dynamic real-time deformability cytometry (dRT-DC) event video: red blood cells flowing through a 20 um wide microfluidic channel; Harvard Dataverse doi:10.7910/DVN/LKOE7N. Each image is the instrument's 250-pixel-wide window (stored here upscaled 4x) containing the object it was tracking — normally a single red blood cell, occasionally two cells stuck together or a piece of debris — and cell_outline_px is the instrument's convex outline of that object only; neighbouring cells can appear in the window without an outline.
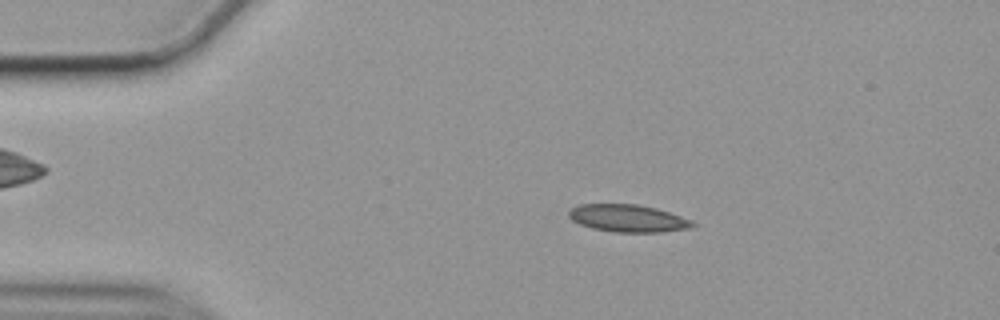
{"species": "common noctule bat (a hibernating species)", "species_latin": "Nyctalus noctula", "temperature_condition": "cold", "stored_images_in_passage": 56, "camera_frame_rate_fps": 3000, "um_per_image_px": 0.085, "animal": {"sex": "female", "body_mass_g": 19.9}, "frame": {"image": 1, "passage_image": 10, "time_ms": 3.0, "image_size_px": [1000, 320], "cell_outline_px": [[696, 224], [692, 228], [660, 232], [616, 232], [592, 228], [580, 224], [572, 220], [568, 216], [568, 212], [572, 208], [580, 204], [636, 204], [656, 208], [692, 220]], "centroid_in_image_um": [53.38, 18.55], "position_along_channel_um": 31.6, "area_um2": 19.71}}
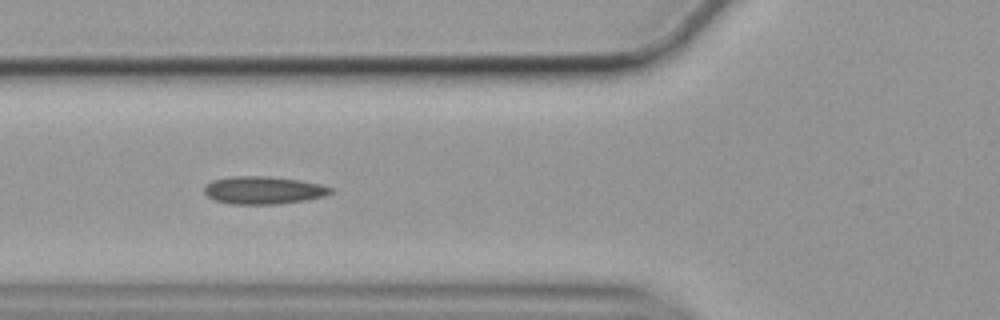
{"frame": {"image": 2, "passage_image": 20, "time_ms": 6.333, "image_size_px": [1000, 320], "cell_outline_px": [[332, 192], [324, 196], [308, 200], [276, 204], [232, 204], [216, 200], [208, 196], [204, 192], [204, 188], [212, 180], [232, 176], [268, 176], [300, 180], [320, 184], [332, 188]], "centroid_in_image_um": [22.41, 16.16], "position_along_channel_um": 103.4, "area_um2": 20.35}}
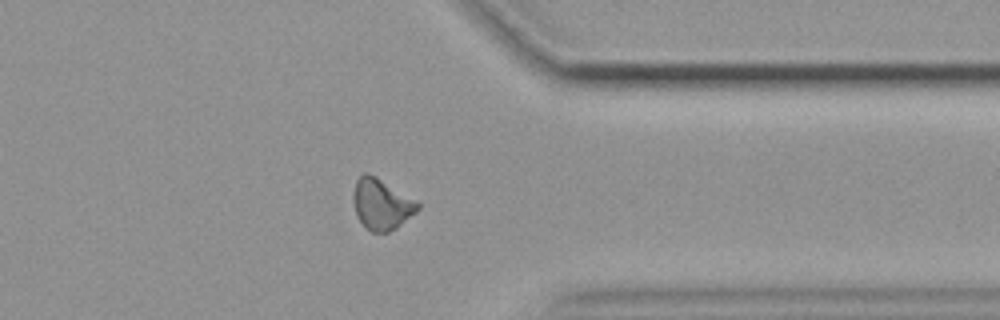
{"frame": {"image": 3, "passage_image": 44, "time_ms": 14.333, "image_size_px": [1000, 320], "cell_outline_px": [[420, 208], [416, 212], [396, 228], [388, 232], [372, 232], [356, 216], [352, 196], [352, 192], [356, 180], [364, 172], [368, 172], [376, 176], [420, 204]], "centroid_in_image_um": [32.39, 17.34], "position_along_channel_um": 379.0, "area_um2": 18.84}}